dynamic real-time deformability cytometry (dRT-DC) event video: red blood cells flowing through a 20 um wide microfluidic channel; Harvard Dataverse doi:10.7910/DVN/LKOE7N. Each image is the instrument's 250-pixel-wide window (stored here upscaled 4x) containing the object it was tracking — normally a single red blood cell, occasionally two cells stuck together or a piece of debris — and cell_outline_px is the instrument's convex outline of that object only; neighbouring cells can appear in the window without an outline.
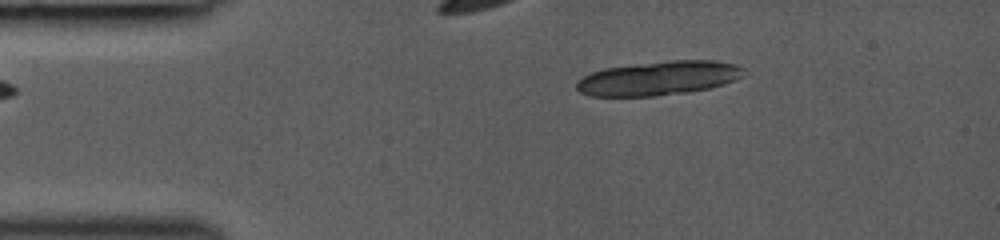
{"species": "common noctule bat (a hibernating species)", "species_latin": "Nyctalus noctula", "temperature_condition": "room temperature", "stored_images_in_passage": 11, "camera_frame_rate_fps": 3000, "um_per_image_px": 0.085, "animal": {"sex": "female", "body_mass_g": 19.0, "forearm_length_mm": 53.3}, "frame": {"image": 1, "passage_image": 1, "time_ms": 0.0, "image_size_px": [1000, 240], "cell_outline_px": [[744, 68], [740, 76], [736, 80], [724, 84], [708, 88], [688, 92], [656, 96], [588, 96], [580, 92], [576, 88], [576, 80], [592, 72], [604, 68], [668, 60], [716, 60], [736, 64]], "centroid_in_image_um": [55.96, 6.64], "position_along_channel_um": 29.0, "area_um2": 33.29}}